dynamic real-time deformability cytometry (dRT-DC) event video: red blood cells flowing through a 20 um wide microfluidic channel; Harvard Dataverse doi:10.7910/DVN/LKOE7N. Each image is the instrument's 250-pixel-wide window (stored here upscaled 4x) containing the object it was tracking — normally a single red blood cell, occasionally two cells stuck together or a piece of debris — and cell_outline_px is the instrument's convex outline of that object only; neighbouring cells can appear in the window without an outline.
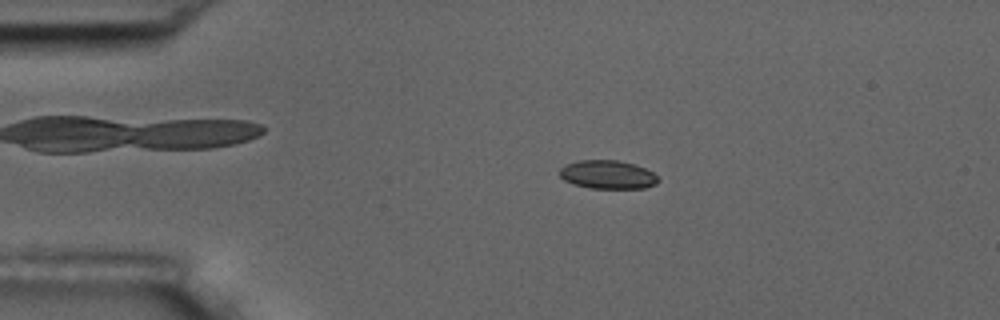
{"species": "common noctule bat (a hibernating species)", "species_latin": "Nyctalus noctula", "temperature_condition": "room temperature", "stored_images_in_passage": 56, "camera_frame_rate_fps": 3000, "um_per_image_px": 0.085, "animal": {"sex": "male", "body_mass_g": 17.5, "forearm_length_mm": 52.3}, "frame": {"image": 1, "passage_image": 11, "time_ms": 3.333, "image_size_px": [1000, 320], "cell_outline_px": [[660, 180], [656, 184], [644, 188], [592, 188], [572, 184], [564, 180], [560, 176], [560, 168], [568, 164], [580, 160], [616, 160], [636, 164], [652, 172]], "centroid_in_image_um": [51.66, 14.84], "position_along_channel_um": 33.3, "area_um2": 16.3}}
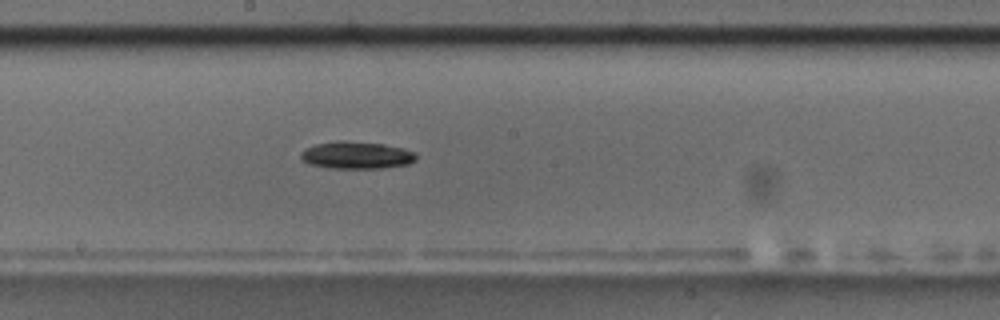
{"frame": {"image": 2, "passage_image": 30, "time_ms": 9.667, "image_size_px": [1000, 320], "cell_outline_px": [[416, 160], [408, 164], [380, 168], [328, 168], [308, 164], [300, 160], [300, 152], [304, 148], [316, 144], [336, 140], [344, 140], [384, 144], [404, 148], [416, 152]], "centroid_in_image_um": [30.26, 13.18], "position_along_channel_um": 217.9, "area_um2": 18.67}}
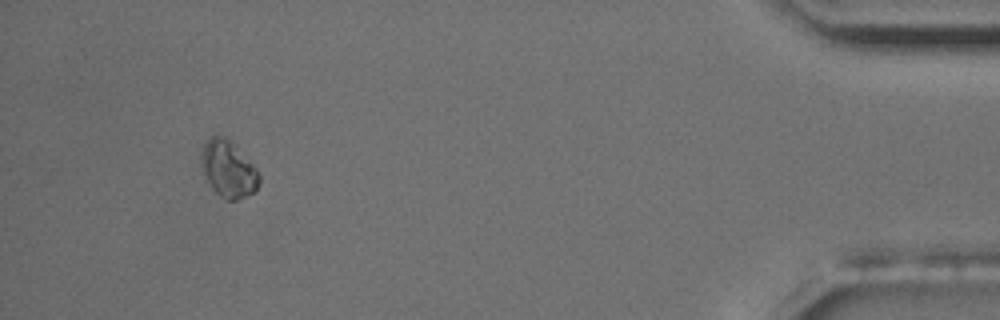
{"frame": {"image": 3, "passage_image": 52, "time_ms": 17.0, "image_size_px": [1000, 320], "cell_outline_px": [[260, 184], [256, 192], [236, 200], [228, 200], [220, 196], [212, 188], [200, 172], [200, 160], [204, 144], [212, 136], [224, 136], [232, 140], [256, 168], [260, 176]], "centroid_in_image_um": [19.4, 14.38], "position_along_channel_um": 415.8, "area_um2": 19.54}}